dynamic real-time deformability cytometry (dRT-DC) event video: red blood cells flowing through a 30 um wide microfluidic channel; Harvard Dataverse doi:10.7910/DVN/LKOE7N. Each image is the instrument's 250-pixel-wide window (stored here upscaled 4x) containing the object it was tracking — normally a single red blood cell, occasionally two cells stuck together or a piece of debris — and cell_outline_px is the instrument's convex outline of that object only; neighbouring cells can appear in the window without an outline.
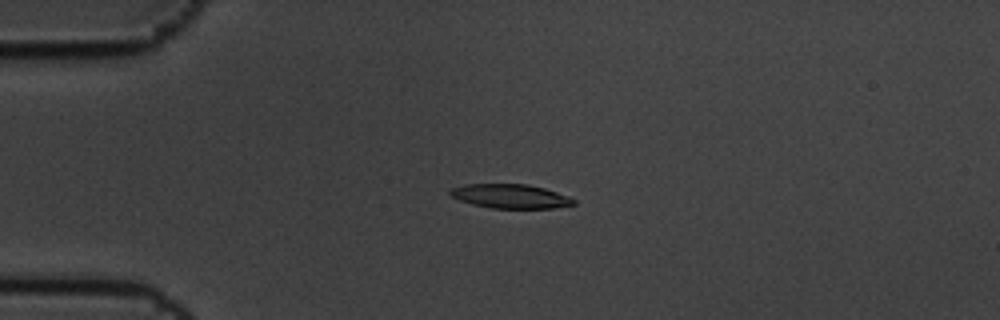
{"species": "common noctule bat (a hibernating species)", "species_latin": "Nyctalus noctula", "temperature_condition": "cold", "stored_images_in_passage": 6, "camera_frame_rate_fps": 3000, "um_per_image_px": 0.085, "animal": {"sex": "male", "body_mass_g": 19.5, "forearm_length_mm": 54.6}, "frame": {"image": 1, "passage_image": 5, "time_ms": 1.333, "image_size_px": [1000, 320], "cell_outline_px": [[576, 204], [552, 208], [492, 208], [472, 204], [460, 200], [452, 196], [448, 192], [452, 188], [464, 184], [528, 184], [544, 188], [568, 196], [576, 200]], "centroid_in_image_um": [43.39, 16.68], "position_along_channel_um": 41.6, "area_um2": 17.28}}